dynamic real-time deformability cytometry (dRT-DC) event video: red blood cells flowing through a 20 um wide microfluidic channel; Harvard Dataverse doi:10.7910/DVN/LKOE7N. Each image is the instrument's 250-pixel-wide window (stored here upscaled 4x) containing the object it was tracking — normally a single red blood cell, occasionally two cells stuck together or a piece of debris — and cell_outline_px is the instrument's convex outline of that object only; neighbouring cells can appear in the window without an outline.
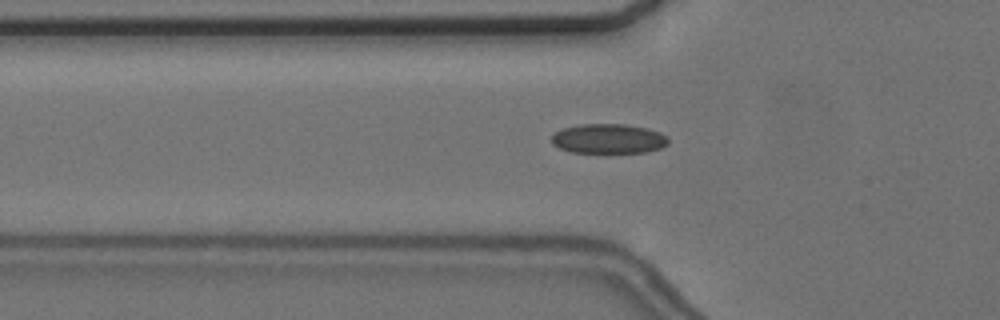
{"species": "common noctule bat (a hibernating species)", "species_latin": "Nyctalus noctula", "temperature_condition": "cold", "stored_images_in_passage": 57, "camera_frame_rate_fps": 3000, "um_per_image_px": 0.085, "animal": {"sex": "female", "body_mass_g": 24.6, "forearm_length_mm": 56.2}, "frame": {"image": 1, "passage_image": 20, "time_ms": 6.333, "image_size_px": [1000, 320], "cell_outline_px": [[668, 144], [660, 148], [648, 152], [572, 152], [560, 148], [552, 144], [552, 136], [560, 128], [580, 124], [624, 124], [648, 128], [660, 132], [668, 136]], "centroid_in_image_um": [51.74, 11.78], "position_along_channel_um": 74.1, "area_um2": 20.23}}
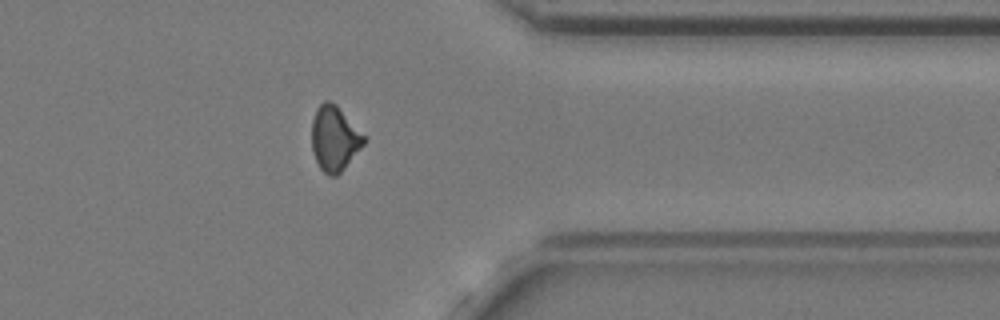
{"frame": {"image": 2, "passage_image": 46, "time_ms": 15.0, "image_size_px": [1000, 320], "cell_outline_px": [[364, 144], [344, 168], [336, 176], [328, 176], [320, 168], [312, 152], [312, 120], [316, 108], [324, 100], [328, 100], [336, 104], [364, 136]], "centroid_in_image_um": [28.39, 11.77], "position_along_channel_um": 383.0, "area_um2": 19.48}}
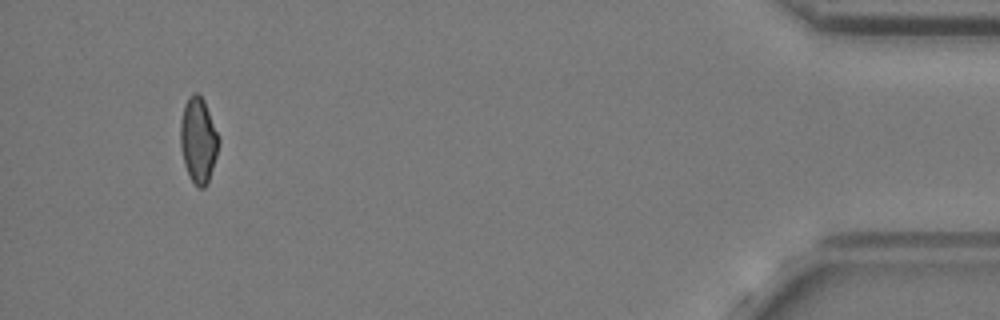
{"frame": {"image": 3, "passage_image": 54, "time_ms": 17.667, "image_size_px": [1000, 320], "cell_outline_px": [[220, 140], [216, 156], [208, 184], [204, 188], [196, 188], [184, 164], [180, 148], [180, 120], [184, 104], [188, 96], [192, 92], [196, 92], [204, 100]], "centroid_in_image_um": [16.84, 11.91], "position_along_channel_um": 418.4, "area_um2": 19.19}, "authors_computed_cell_mechanics": {"area_um2": 19.5942, "velocity_mm_per_s": 3.6711, "shape_relaxation_time_tau1_ms": 7.2677, "shape_relaxation_time_tau2_ms": 2.0178, "deformation_change_tau1": 0.1323, "deformation_change_tau2": 0.0636}}